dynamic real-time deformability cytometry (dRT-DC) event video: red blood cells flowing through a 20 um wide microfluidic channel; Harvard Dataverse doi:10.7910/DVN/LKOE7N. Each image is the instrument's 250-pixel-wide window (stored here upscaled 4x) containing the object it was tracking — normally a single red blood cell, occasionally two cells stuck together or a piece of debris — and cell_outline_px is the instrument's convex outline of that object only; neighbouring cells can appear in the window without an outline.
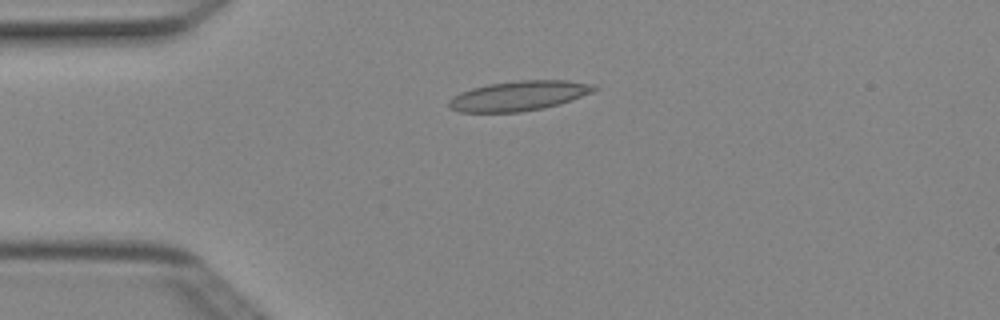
{"species": "Egyptian fruit bat (a non-hibernating species)", "species_latin": "Rousettus aegyptiacus", "temperature_condition": "cold", "stored_images_in_passage": 6, "camera_frame_rate_fps": 3000, "um_per_image_px": 0.085, "animal": {"sex": "female"}, "frame": {"image": 1, "passage_image": 4, "time_ms": 1.0, "image_size_px": [1000, 320], "cell_outline_px": [[600, 88], [592, 92], [572, 100], [560, 104], [544, 108], [520, 112], [460, 112], [448, 108], [448, 100], [452, 96], [460, 92], [472, 88], [488, 84], [520, 80], [568, 80], [596, 84]], "centroid_in_image_um": [44.12, 8.14], "position_along_channel_um": 40.9, "area_um2": 25.55}}
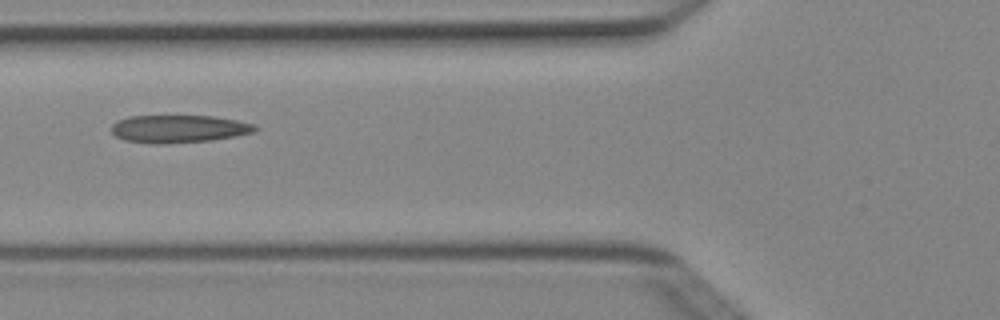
{"frame": {"image": 2, "passage_image": 6, "time_ms": 1.667, "image_size_px": [1000, 320], "cell_outline_px": [[260, 128], [256, 132], [236, 136], [212, 140], [160, 144], [152, 144], [124, 140], [116, 136], [112, 132], [112, 124], [116, 120], [128, 116], [212, 116], [236, 120], [256, 124]], "centroid_in_image_um": [15.22, 10.95], "position_along_channel_um": 110.6, "area_um2": 23.41}}